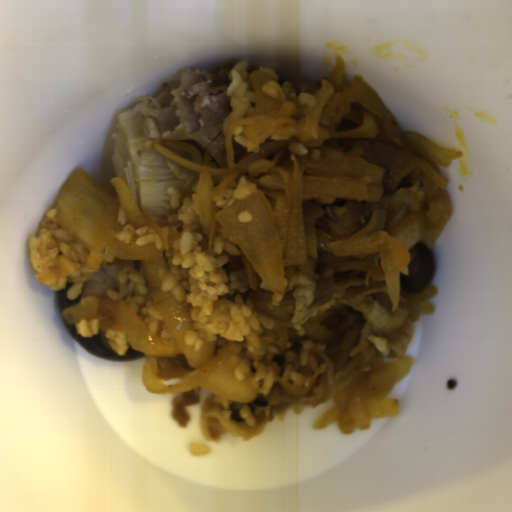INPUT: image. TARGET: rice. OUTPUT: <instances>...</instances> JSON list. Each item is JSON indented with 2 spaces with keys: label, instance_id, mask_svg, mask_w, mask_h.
Wrapping results in <instances>:
<instances>
[{
  "label": "rice",
  "instance_id": "4",
  "mask_svg": "<svg viewBox=\"0 0 512 512\" xmlns=\"http://www.w3.org/2000/svg\"><path fill=\"white\" fill-rule=\"evenodd\" d=\"M259 192L256 183H251L248 177L241 176L236 187L223 191L217 198L216 202L220 209L225 206L237 203L251 194Z\"/></svg>",
  "mask_w": 512,
  "mask_h": 512
},
{
  "label": "rice",
  "instance_id": "3",
  "mask_svg": "<svg viewBox=\"0 0 512 512\" xmlns=\"http://www.w3.org/2000/svg\"><path fill=\"white\" fill-rule=\"evenodd\" d=\"M248 62L241 61L232 66L228 75L230 81L227 86V97L231 112L223 119L224 128L233 121L255 116L256 94L249 89L246 81H243V74L248 68Z\"/></svg>",
  "mask_w": 512,
  "mask_h": 512
},
{
  "label": "rice",
  "instance_id": "6",
  "mask_svg": "<svg viewBox=\"0 0 512 512\" xmlns=\"http://www.w3.org/2000/svg\"><path fill=\"white\" fill-rule=\"evenodd\" d=\"M78 334L83 337H88L99 333V321L97 319H82L74 322Z\"/></svg>",
  "mask_w": 512,
  "mask_h": 512
},
{
  "label": "rice",
  "instance_id": "7",
  "mask_svg": "<svg viewBox=\"0 0 512 512\" xmlns=\"http://www.w3.org/2000/svg\"><path fill=\"white\" fill-rule=\"evenodd\" d=\"M232 136L236 140V142L239 145H242L245 147L247 153H253L257 152L260 149V141L259 142H252L247 139L245 136V129L241 126L238 128H235L233 131Z\"/></svg>",
  "mask_w": 512,
  "mask_h": 512
},
{
  "label": "rice",
  "instance_id": "5",
  "mask_svg": "<svg viewBox=\"0 0 512 512\" xmlns=\"http://www.w3.org/2000/svg\"><path fill=\"white\" fill-rule=\"evenodd\" d=\"M105 337L109 347L114 350L118 355L126 354L130 344L127 343L123 332L116 329L105 330Z\"/></svg>",
  "mask_w": 512,
  "mask_h": 512
},
{
  "label": "rice",
  "instance_id": "1",
  "mask_svg": "<svg viewBox=\"0 0 512 512\" xmlns=\"http://www.w3.org/2000/svg\"><path fill=\"white\" fill-rule=\"evenodd\" d=\"M198 182L187 195L169 187L171 213L158 226L173 229L178 241L163 255L166 269L159 273L160 287L176 296L188 311L194 329L186 331L185 343L200 349L203 342H214L218 352L231 351L237 379L252 373L259 382L257 395H269L273 384L270 365L278 347L265 345L263 330L274 328L267 317L247 306L242 295L233 301L222 296L229 290L224 265L240 250L217 236L211 250L203 247L206 238L194 201Z\"/></svg>",
  "mask_w": 512,
  "mask_h": 512
},
{
  "label": "rice",
  "instance_id": "2",
  "mask_svg": "<svg viewBox=\"0 0 512 512\" xmlns=\"http://www.w3.org/2000/svg\"><path fill=\"white\" fill-rule=\"evenodd\" d=\"M50 210L28 240L30 264L36 281L49 289L66 290L67 299L80 304L102 297L124 303L148 328L161 338L173 334L159 317L143 263L88 248L64 232Z\"/></svg>",
  "mask_w": 512,
  "mask_h": 512
}]
</instances>
